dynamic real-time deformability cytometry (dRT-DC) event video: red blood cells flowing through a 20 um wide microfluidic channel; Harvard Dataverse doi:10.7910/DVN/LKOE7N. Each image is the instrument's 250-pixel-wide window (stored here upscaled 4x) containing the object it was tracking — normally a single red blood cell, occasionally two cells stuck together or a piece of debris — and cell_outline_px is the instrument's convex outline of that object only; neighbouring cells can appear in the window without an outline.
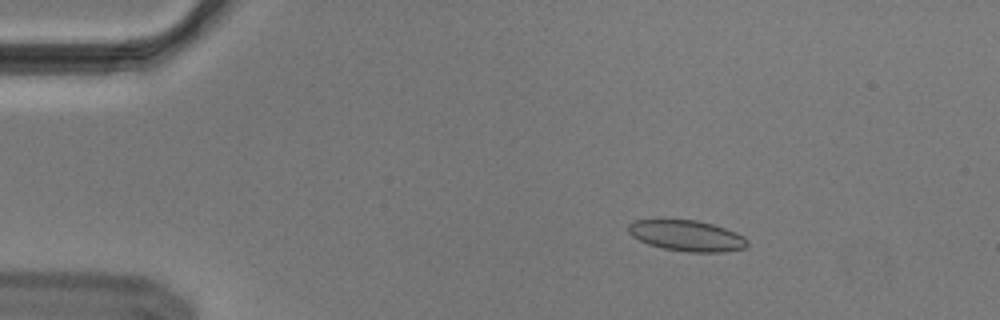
{"species": "Egyptian fruit bat (a non-hibernating species)", "species_latin": "Rousettus aegyptiacus", "temperature_condition": "cold", "stored_images_in_passage": 55, "segment_of_instrument_passage": [1, 2], "camera_frame_rate_fps": 3000, "um_per_image_px": 0.085, "animal": {"sex": "male"}, "frame": {"image": 1, "passage_image": 9, "time_ms": 2.667, "image_size_px": [1000, 320], "cell_outline_px": [[748, 244], [744, 248], [720, 252], [688, 252], [664, 248], [648, 244], [632, 236], [628, 232], [628, 224], [632, 220], [696, 220], [712, 224], [736, 232], [744, 236], [748, 240]], "centroid_in_image_um": [58.37, 20.03], "position_along_channel_um": 26.6, "area_um2": 21.27}}
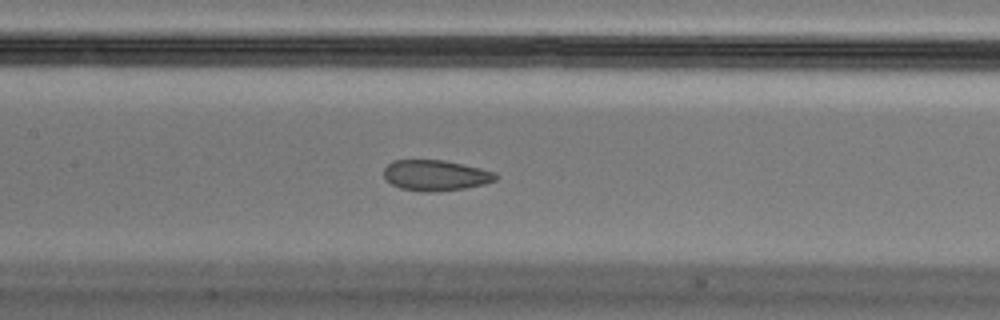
{"frame": {"image": 2, "passage_image": 26, "time_ms": 8.333, "image_size_px": [1000, 320], "cell_outline_px": [[500, 176], [496, 180], [484, 184], [464, 188], [432, 192], [420, 192], [400, 188], [384, 180], [384, 168], [392, 160], [444, 160], [480, 168], [496, 172]], "centroid_in_image_um": [37.02, 14.91], "position_along_channel_um": 170.4, "area_um2": 20.17}}
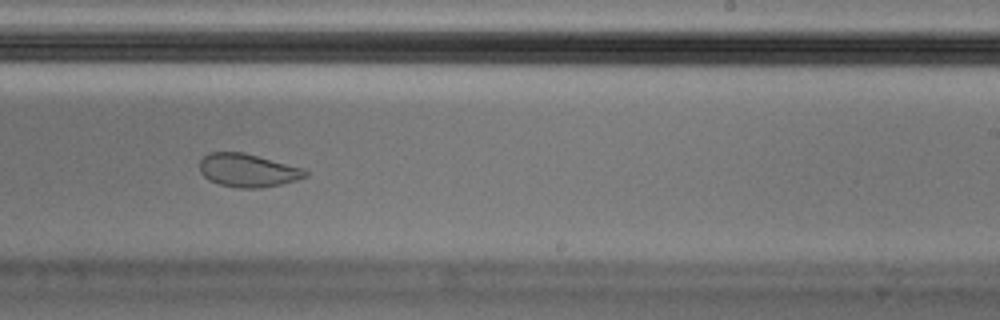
{"frame": {"image": 3, "passage_image": 34, "time_ms": 11.0, "image_size_px": [1000, 320], "cell_outline_px": [[308, 176], [296, 180], [280, 184], [260, 188], [236, 188], [220, 184], [208, 180], [200, 172], [200, 160], [204, 156], [212, 152], [244, 152], [304, 168], [308, 172]], "centroid_in_image_um": [21.07, 14.48], "position_along_channel_um": 267.9, "area_um2": 20.52}}